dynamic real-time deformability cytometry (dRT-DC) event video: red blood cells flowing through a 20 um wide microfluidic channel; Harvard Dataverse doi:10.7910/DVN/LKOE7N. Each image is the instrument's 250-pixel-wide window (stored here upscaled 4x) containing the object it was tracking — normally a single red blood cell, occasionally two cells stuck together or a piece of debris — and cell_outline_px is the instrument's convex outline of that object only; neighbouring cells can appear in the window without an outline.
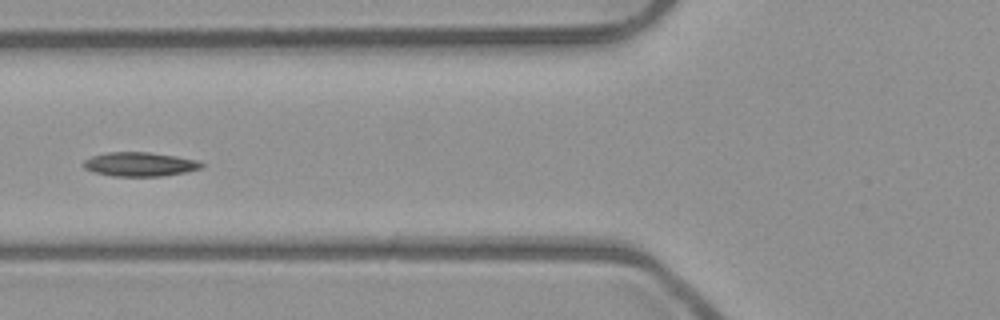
{"species": "common noctule bat (a hibernating species)", "species_latin": "Nyctalus noctula", "temperature_condition": "room temperature", "stored_images_in_passage": 6, "camera_frame_rate_fps": 3000, "um_per_image_px": 0.085, "animal": {"sex": "male", "body_mass_g": 23.1, "forearm_length_mm": 52.7}, "frame": {"image": 1, "passage_image": 6, "time_ms": 1.667, "image_size_px": [1000, 320], "cell_outline_px": [[204, 164], [200, 168], [184, 172], [164, 176], [112, 176], [92, 172], [84, 168], [80, 164], [84, 160], [92, 156], [108, 152], [148, 152], [176, 156], [196, 160]], "centroid_in_image_um": [11.81, 13.96], "position_along_channel_um": 114.0, "area_um2": 16.59}}